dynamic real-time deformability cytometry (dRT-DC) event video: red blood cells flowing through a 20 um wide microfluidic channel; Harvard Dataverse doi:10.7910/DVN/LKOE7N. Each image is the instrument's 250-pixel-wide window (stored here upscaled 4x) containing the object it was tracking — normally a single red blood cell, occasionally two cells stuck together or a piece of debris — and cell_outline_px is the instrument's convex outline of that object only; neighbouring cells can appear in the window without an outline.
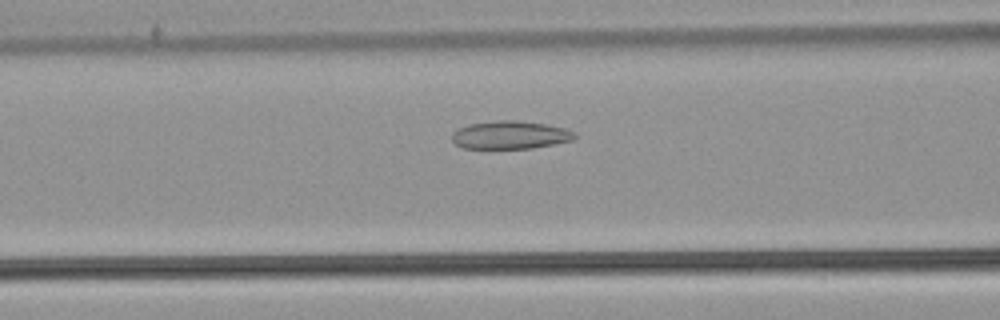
{"species": "common noctule bat (a hibernating species)", "species_latin": "Nyctalus noctula", "temperature_condition": "warm", "stored_images_in_passage": 35, "segment_of_instrument_passage": [1, 2], "camera_frame_rate_fps": 3000, "um_per_image_px": 0.085, "animal": {"sex": "male", "body_mass_g": 21.5, "forearm_length_mm": 52.0}, "frame": {"image": 1, "passage_image": 13, "time_ms": 4.0, "image_size_px": [1000, 320], "cell_outline_px": [[580, 136], [572, 140], [532, 148], [464, 148], [456, 144], [452, 140], [452, 132], [456, 128], [468, 124], [496, 120], [516, 120], [544, 124], [564, 128], [576, 132]], "centroid_in_image_um": [43.36, 11.46], "position_along_channel_um": 123.2, "area_um2": 20.11}}
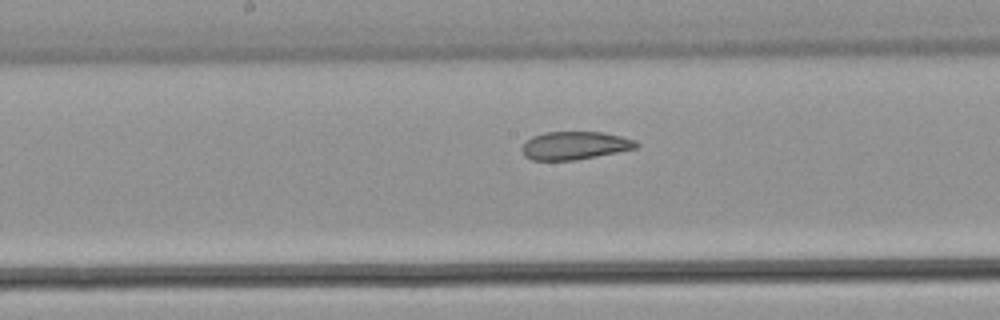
{"frame": {"image": 2, "passage_image": 19, "time_ms": 6.0, "image_size_px": [1000, 320], "cell_outline_px": [[640, 144], [636, 148], [576, 160], [532, 160], [524, 156], [520, 148], [532, 136], [544, 132], [604, 132], [636, 140]], "centroid_in_image_um": [48.84, 12.36], "position_along_channel_um": 199.4, "area_um2": 18.67}}
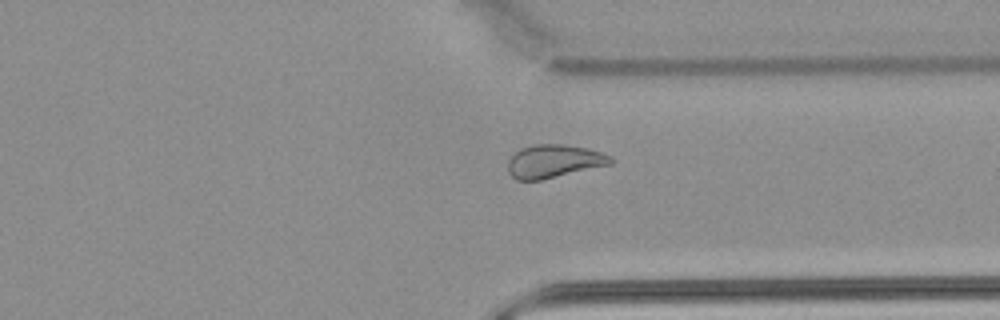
{"frame": {"image": 3, "passage_image": 32, "time_ms": 10.333, "image_size_px": [1000, 320], "cell_outline_px": [[616, 160], [612, 164], [540, 180], [516, 180], [508, 172], [508, 160], [520, 148], [536, 144], [564, 144], [588, 148], [612, 156]], "centroid_in_image_um": [47.11, 13.7], "position_along_channel_um": 364.3, "area_um2": 19.94}}